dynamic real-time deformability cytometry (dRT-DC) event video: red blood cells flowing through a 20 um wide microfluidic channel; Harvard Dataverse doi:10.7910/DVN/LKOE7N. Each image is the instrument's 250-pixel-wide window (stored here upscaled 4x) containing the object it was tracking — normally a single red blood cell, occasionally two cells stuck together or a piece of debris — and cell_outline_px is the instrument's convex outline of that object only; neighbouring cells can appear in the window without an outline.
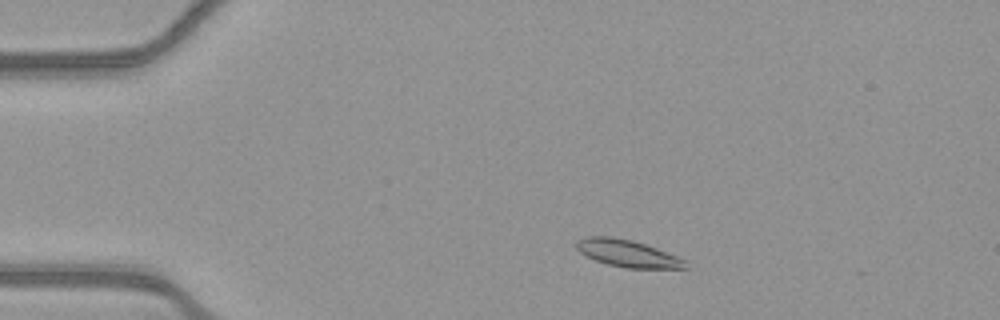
{"species": "common noctule bat (a hibernating species)", "species_latin": "Nyctalus noctula", "temperature_condition": "warm", "stored_images_in_passage": 45, "camera_frame_rate_fps": 3000, "um_per_image_px": 0.085, "animal": {"sex": "female", "body_mass_g": 21.9}, "frame": {"image": 1, "passage_image": 2, "time_ms": 0.333, "image_size_px": [1000, 320], "cell_outline_px": [[688, 268], [628, 268], [608, 264], [596, 260], [580, 252], [576, 248], [576, 240], [588, 236], [612, 236], [632, 240], [656, 248], [688, 260]], "centroid_in_image_um": [53.37, 21.53], "position_along_channel_um": 31.6, "area_um2": 17.17}}
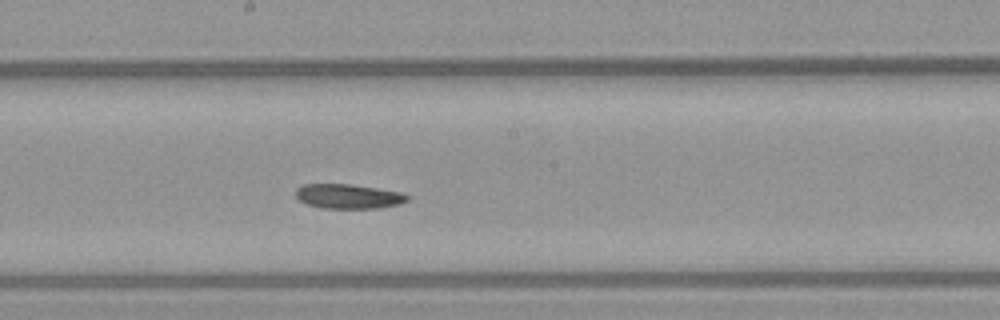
{"frame": {"image": 2, "passage_image": 21, "time_ms": 6.667, "image_size_px": [1000, 320], "cell_outline_px": [[408, 200], [400, 204], [376, 208], [324, 208], [308, 204], [300, 200], [296, 196], [296, 188], [304, 184], [352, 184], [400, 192], [408, 196]], "centroid_in_image_um": [29.6, 16.68], "position_along_channel_um": 218.6, "area_um2": 15.78}}
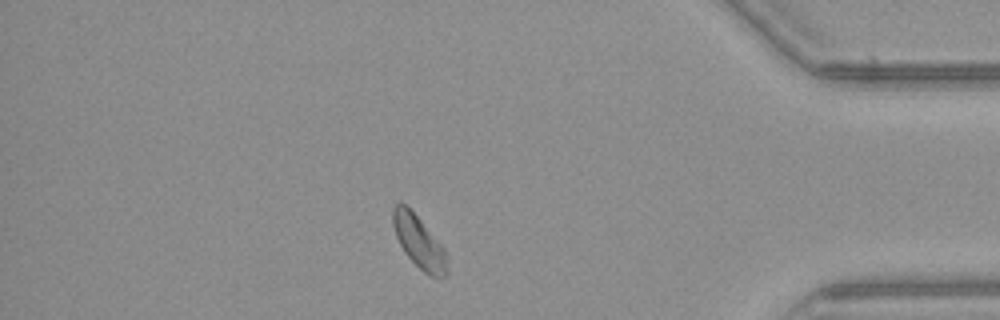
{"frame": {"image": 3, "passage_image": 38, "time_ms": 12.333, "image_size_px": [1000, 320], "cell_outline_px": [[448, 272], [444, 276], [432, 276], [424, 272], [404, 252], [396, 236], [392, 224], [392, 208], [400, 200], [420, 220], [444, 248], [448, 256]], "centroid_in_image_um": [35.61, 20.56], "position_along_channel_um": 399.6, "area_um2": 16.3}, "authors_computed_cell_mechanics": {"area_um2": 16.8776, "velocity_mm_per_s": 3.8414, "shape_relaxation_time_tau1_ms": 4.3519, "shape_relaxation_time_tau2_ms": 5.7242, "deformation_change_tau1": 0.1337, "deformation_change_tau2": 0.089}}